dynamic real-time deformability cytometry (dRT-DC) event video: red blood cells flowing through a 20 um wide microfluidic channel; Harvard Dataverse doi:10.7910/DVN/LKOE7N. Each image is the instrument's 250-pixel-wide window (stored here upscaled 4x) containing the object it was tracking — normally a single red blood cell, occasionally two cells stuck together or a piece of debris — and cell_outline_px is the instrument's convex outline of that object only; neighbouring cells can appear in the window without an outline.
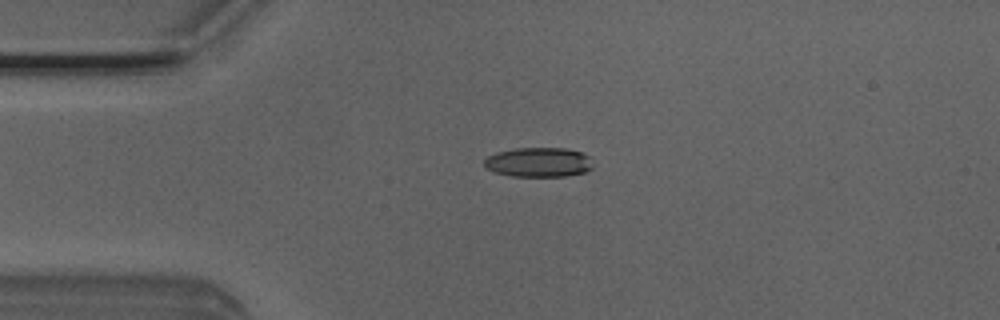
{"species": "Egyptian fruit bat (a non-hibernating species)", "species_latin": "Rousettus aegyptiacus", "temperature_condition": "room temperature", "stored_images_in_passage": 34, "camera_frame_rate_fps": 3000, "um_per_image_px": 0.085, "animal": {"sex": "male"}, "frame": {"image": 1, "passage_image": 2, "time_ms": 0.333, "image_size_px": [1000, 320], "cell_outline_px": [[592, 168], [584, 172], [564, 176], [512, 176], [496, 172], [488, 168], [484, 164], [484, 160], [488, 156], [496, 152], [516, 148], [564, 148], [584, 152], [588, 156]], "centroid_in_image_um": [45.78, 13.78], "position_along_channel_um": 39.2, "area_um2": 18.55}}
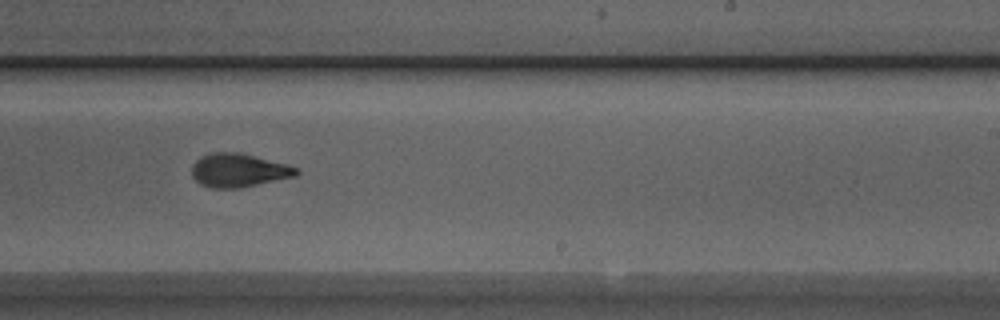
{"frame": {"image": 2, "passage_image": 21, "time_ms": 6.667, "image_size_px": [1000, 320], "cell_outline_px": [[300, 172], [296, 176], [240, 188], [212, 188], [200, 184], [192, 176], [192, 164], [200, 156], [212, 152], [240, 152], [300, 168]], "centroid_in_image_um": [20.27, 14.47], "position_along_channel_um": 268.7, "area_um2": 20.52}}
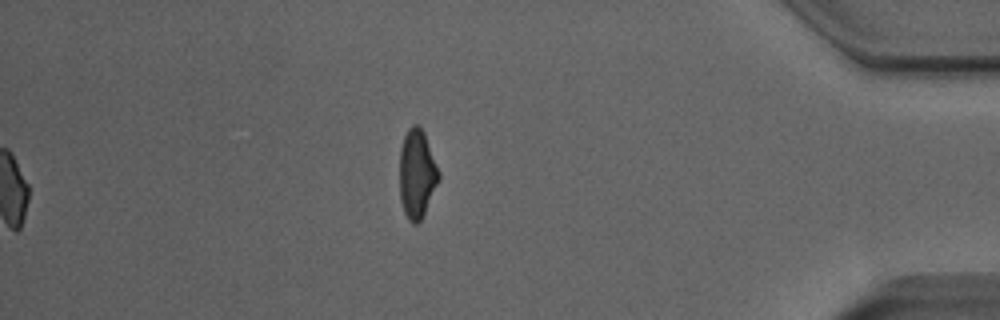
{"frame": {"image": 3, "passage_image": 34, "time_ms": 11.0, "image_size_px": [1000, 320], "cell_outline_px": [[440, 180], [420, 220], [416, 224], [412, 224], [408, 220], [404, 212], [400, 200], [400, 148], [404, 136], [408, 128], [412, 124], [420, 124], [424, 132], [440, 172]], "centroid_in_image_um": [35.44, 14.75], "position_along_channel_um": 399.8, "area_um2": 20.4}, "authors_computed_cell_mechanics": {"area_um2": 20.1722, "velocity_mm_per_s": 4.0278, "shape_relaxation_time_tau1_ms": 4.4033, "shape_relaxation_time_tau2_ms": 2.1125, "deformation_change_tau1": 0.1723, "deformation_change_tau2": 0.088}}